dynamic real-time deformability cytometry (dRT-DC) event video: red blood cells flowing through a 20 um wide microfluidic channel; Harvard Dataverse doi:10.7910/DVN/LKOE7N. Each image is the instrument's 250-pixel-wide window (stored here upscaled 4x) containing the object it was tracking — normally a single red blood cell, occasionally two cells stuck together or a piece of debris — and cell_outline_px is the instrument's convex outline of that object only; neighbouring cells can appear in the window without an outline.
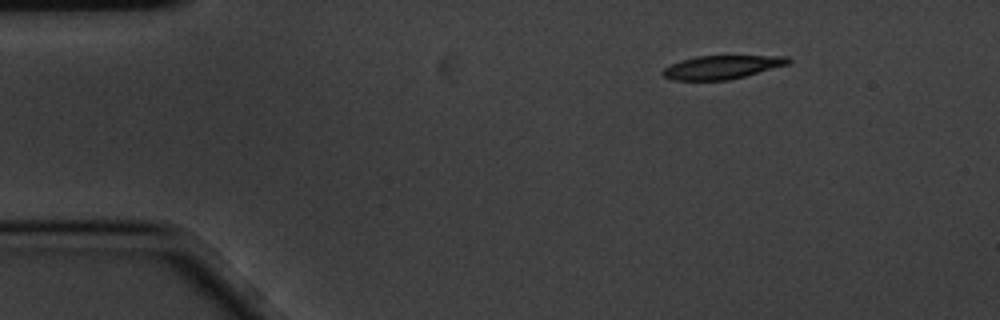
{"species": "common noctule bat (a hibernating species)", "species_latin": "Nyctalus noctula", "temperature_condition": "cold", "stored_images_in_passage": 3, "camera_frame_rate_fps": 3000, "um_per_image_px": 0.085, "animal": {"sex": "male", "body_mass_g": 20.1, "forearm_length_mm": 53.5}, "frame": {"image": 1, "passage_image": 1, "time_ms": 0.0, "image_size_px": [1000, 320], "cell_outline_px": [[792, 60], [788, 64], [744, 76], [728, 80], [672, 80], [664, 76], [660, 72], [664, 68], [680, 60], [696, 56], [788, 56]], "centroid_in_image_um": [61.33, 5.71], "position_along_channel_um": 23.7, "area_um2": 17.05}}
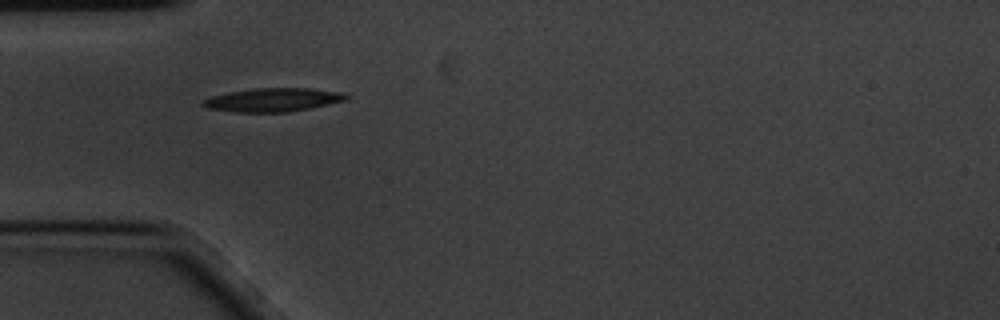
{"frame": {"image": 2, "passage_image": 3, "time_ms": 0.667, "image_size_px": [1000, 320], "cell_outline_px": [[348, 100], [288, 112], [236, 112], [208, 108], [200, 104], [200, 100], [212, 96], [232, 92], [256, 88], [308, 88], [336, 92], [348, 96]], "centroid_in_image_um": [23.14, 8.49], "position_along_channel_um": 61.9, "area_um2": 19.31}}